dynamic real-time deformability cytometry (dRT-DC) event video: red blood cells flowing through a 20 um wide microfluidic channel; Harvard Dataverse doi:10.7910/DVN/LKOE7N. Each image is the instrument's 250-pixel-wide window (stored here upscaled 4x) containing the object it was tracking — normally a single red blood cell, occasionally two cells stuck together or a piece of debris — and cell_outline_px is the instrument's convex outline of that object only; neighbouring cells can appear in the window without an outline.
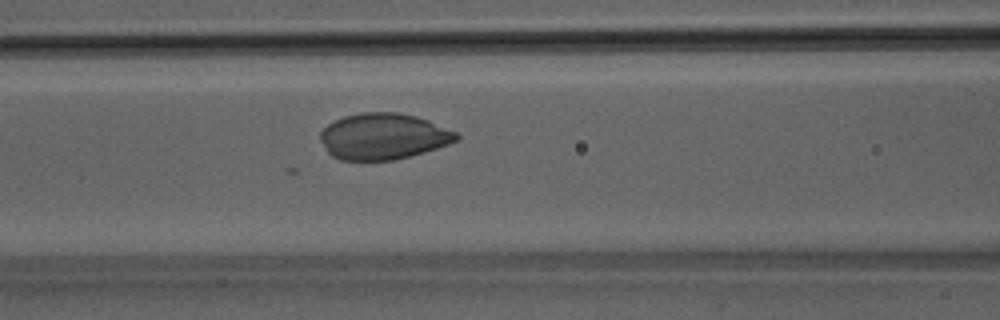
{"species": "Egyptian fruit bat (a non-hibernating species)", "species_latin": "Rousettus aegyptiacus", "temperature_condition": "room temperature", "stored_images_in_passage": 38, "camera_frame_rate_fps": 3000, "um_per_image_px": 0.085, "animal": {"sex": "male"}, "frame": {"image": 1, "passage_image": 15, "time_ms": 4.667, "image_size_px": [1000, 320], "cell_outline_px": [[460, 136], [456, 140], [448, 144], [424, 152], [392, 160], [340, 160], [332, 156], [328, 152], [320, 140], [320, 132], [328, 124], [344, 116], [360, 112], [396, 112], [416, 116], [428, 120], [456, 132]], "centroid_in_image_um": [32.56, 11.58], "position_along_channel_um": 134.0, "area_um2": 36.41}}
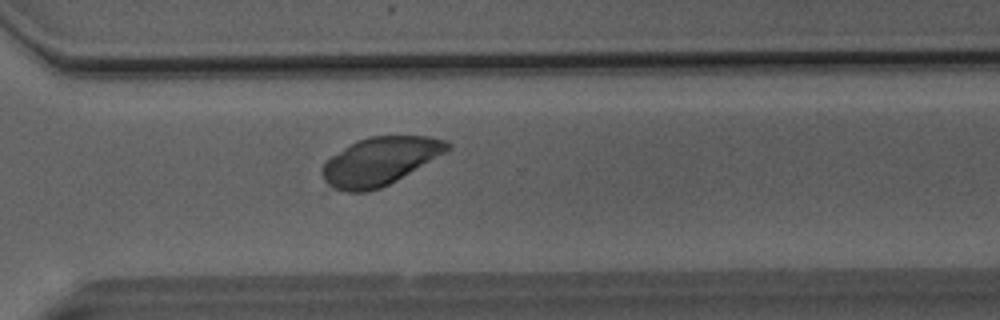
{"frame": {"image": 2, "passage_image": 30, "time_ms": 9.667, "image_size_px": [1000, 320], "cell_outline_px": [[452, 148], [448, 152], [396, 180], [380, 188], [368, 192], [348, 192], [332, 188], [324, 180], [324, 164], [332, 156], [356, 140], [368, 136], [428, 136], [448, 140], [452, 144]], "centroid_in_image_um": [32.36, 13.69], "position_along_channel_um": 338.2, "area_um2": 34.91}}
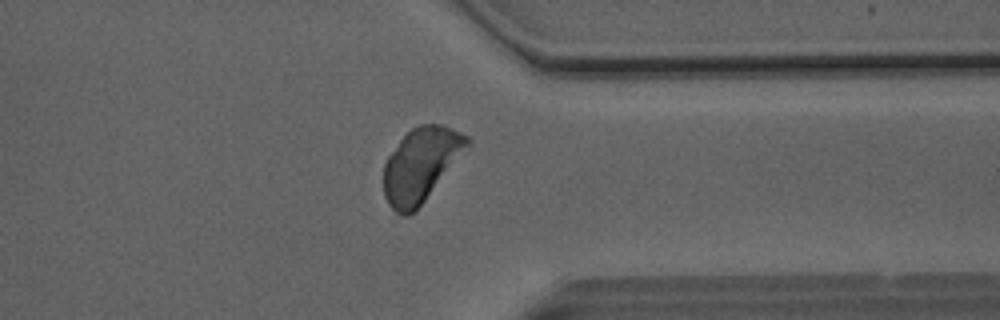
{"frame": {"image": 3, "passage_image": 33, "time_ms": 10.667, "image_size_px": [1000, 320], "cell_outline_px": [[472, 144], [424, 200], [408, 216], [404, 216], [396, 212], [388, 204], [384, 196], [384, 164], [388, 156], [400, 140], [412, 128], [420, 124], [444, 124], [468, 136], [472, 140]], "centroid_in_image_um": [35.79, 13.97], "position_along_channel_um": 375.6, "area_um2": 35.72}}